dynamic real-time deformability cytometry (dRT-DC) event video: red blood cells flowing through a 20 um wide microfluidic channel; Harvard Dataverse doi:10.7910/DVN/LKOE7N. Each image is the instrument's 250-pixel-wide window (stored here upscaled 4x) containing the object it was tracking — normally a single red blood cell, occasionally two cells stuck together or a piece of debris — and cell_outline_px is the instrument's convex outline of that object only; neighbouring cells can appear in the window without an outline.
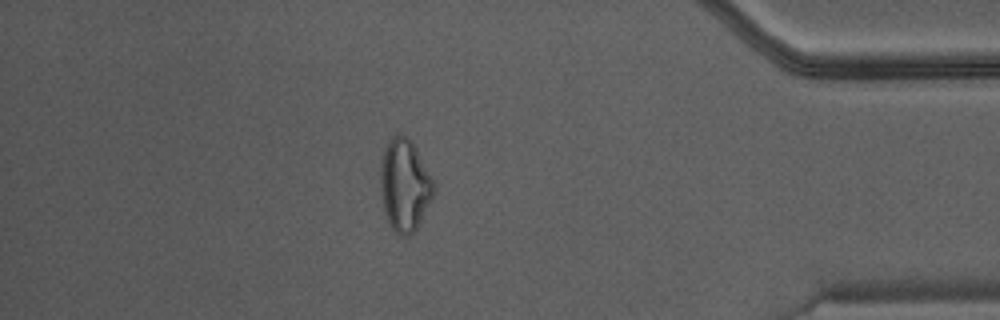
{"species": "Egyptian fruit bat (a non-hibernating species)", "species_latin": "Rousettus aegyptiacus", "temperature_condition": "warm", "stored_images_in_passage": 43, "camera_frame_rate_fps": 3000, "um_per_image_px": 0.085, "animal": {"sex": "male"}, "frame": {"image": 1, "passage_image": 37, "time_ms": 12.0, "image_size_px": [1000, 320], "cell_outline_px": [[436, 188], [416, 232], [408, 236], [400, 236], [392, 228], [388, 220], [384, 208], [380, 184], [380, 172], [384, 148], [388, 140], [392, 136], [400, 132], [408, 136], [416, 148], [436, 184]], "centroid_in_image_um": [34.41, 15.72], "position_along_channel_um": 400.8, "area_um2": 28.78}}
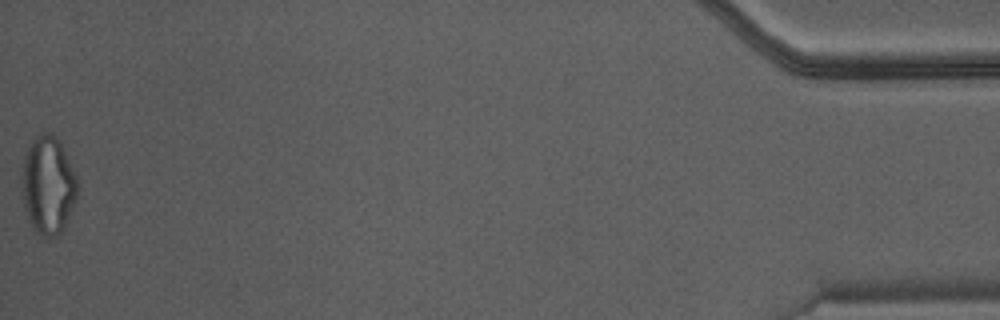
{"frame": {"image": 2, "passage_image": 43, "time_ms": 14.0, "image_size_px": [1000, 320], "cell_outline_px": [[76, 196], [64, 228], [56, 236], [44, 236], [32, 228], [28, 220], [20, 196], [20, 184], [24, 156], [32, 140], [40, 132], [52, 132], [56, 136], [76, 176]], "centroid_in_image_um": [4.02, 15.73], "position_along_channel_um": 431.2, "area_um2": 31.67}}